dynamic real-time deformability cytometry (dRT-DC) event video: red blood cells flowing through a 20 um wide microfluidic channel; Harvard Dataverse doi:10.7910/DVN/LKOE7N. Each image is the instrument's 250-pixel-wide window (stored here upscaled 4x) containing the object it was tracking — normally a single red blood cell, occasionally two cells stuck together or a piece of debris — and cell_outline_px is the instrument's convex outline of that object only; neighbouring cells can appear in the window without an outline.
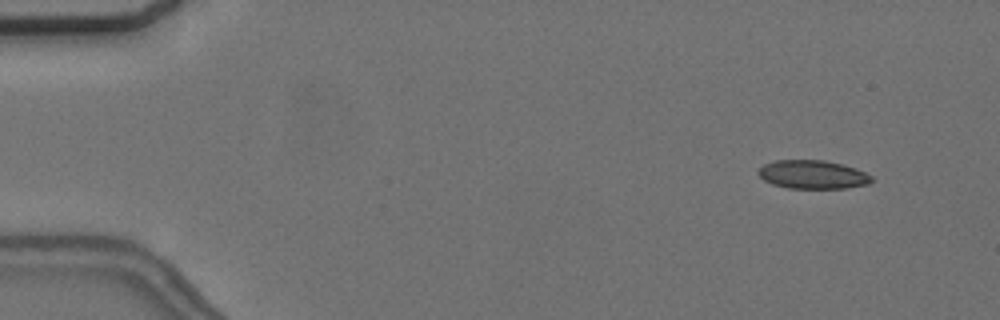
{"species": "common noctule bat (a hibernating species)", "species_latin": "Nyctalus noctula", "temperature_condition": "cold", "stored_images_in_passage": 3, "camera_frame_rate_fps": 3000, "um_per_image_px": 0.085, "animal": {"sex": "female", "body_mass_g": 24.6, "forearm_length_mm": 56.2}, "frame": {"image": 1, "passage_image": 1, "time_ms": 0.0, "image_size_px": [1000, 320], "cell_outline_px": [[872, 180], [868, 184], [848, 188], [788, 188], [772, 184], [764, 180], [756, 172], [764, 164], [776, 160], [824, 160], [856, 168], [872, 176]], "centroid_in_image_um": [69.07, 14.84], "position_along_channel_um": 15.9, "area_um2": 18.79}}